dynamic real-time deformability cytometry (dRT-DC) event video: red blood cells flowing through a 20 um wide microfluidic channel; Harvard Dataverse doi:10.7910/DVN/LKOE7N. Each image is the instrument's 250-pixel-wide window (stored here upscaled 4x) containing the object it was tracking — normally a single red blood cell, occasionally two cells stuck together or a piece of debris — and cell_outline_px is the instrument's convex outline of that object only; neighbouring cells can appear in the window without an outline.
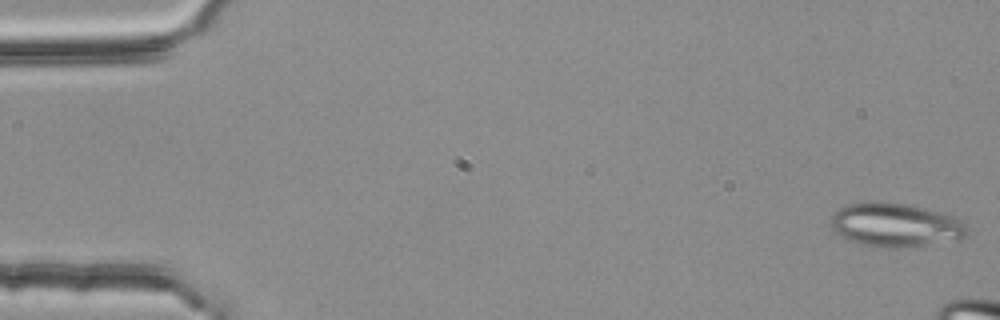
{"species": "common noctule bat (a hibernating species)", "species_latin": "Nyctalus noctula", "temperature_condition": "room temperature", "stored_images_in_passage": 4, "camera_frame_rate_fps": 3000, "um_per_image_px": 0.085, "animal": {"sex": "female", "body_mass_g": 25.1}, "frame": {"image": 1, "passage_image": 1, "time_ms": 0.0, "image_size_px": [1000, 320], "cell_outline_px": [[968, 232], [964, 236], [924, 244], [896, 248], [884, 248], [860, 244], [848, 240], [840, 236], [832, 228], [832, 216], [844, 204], [908, 204], [956, 216], [964, 220], [968, 228]], "centroid_in_image_um": [76.12, 19.14], "position_along_channel_um": 8.9, "area_um2": 33.76}}